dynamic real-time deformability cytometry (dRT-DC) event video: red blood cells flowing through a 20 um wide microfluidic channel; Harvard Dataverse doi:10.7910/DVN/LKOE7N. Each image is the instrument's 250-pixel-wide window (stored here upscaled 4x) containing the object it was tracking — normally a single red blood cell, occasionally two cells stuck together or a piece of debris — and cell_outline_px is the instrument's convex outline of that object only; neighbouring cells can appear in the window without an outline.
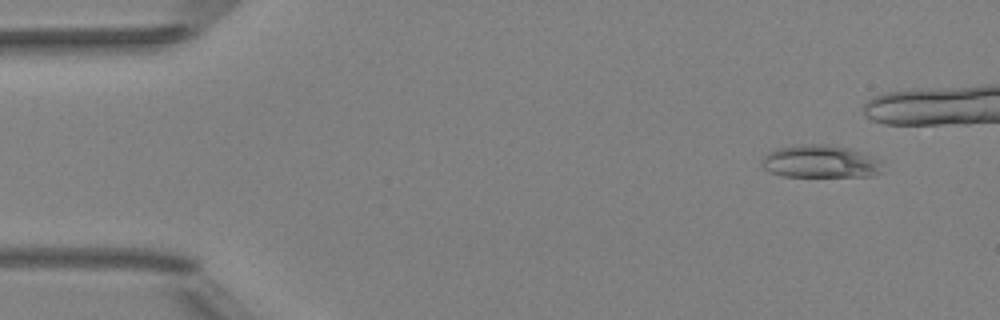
{"species": "Egyptian fruit bat (a non-hibernating species)", "species_latin": "Rousettus aegyptiacus", "temperature_condition": "room temperature", "stored_images_in_passage": 42, "camera_frame_rate_fps": 3000, "um_per_image_px": 0.085, "animal": {"sex": "female"}, "frame": {"image": 1, "passage_image": 5, "time_ms": 1.333, "image_size_px": [1000, 320], "cell_outline_px": [[884, 172], [872, 176], [784, 176], [772, 172], [764, 168], [764, 156], [768, 152], [776, 148], [796, 144], [824, 144], [848, 148], [884, 160]], "centroid_in_image_um": [69.82, 13.73], "position_along_channel_um": 15.2, "area_um2": 23.18}}
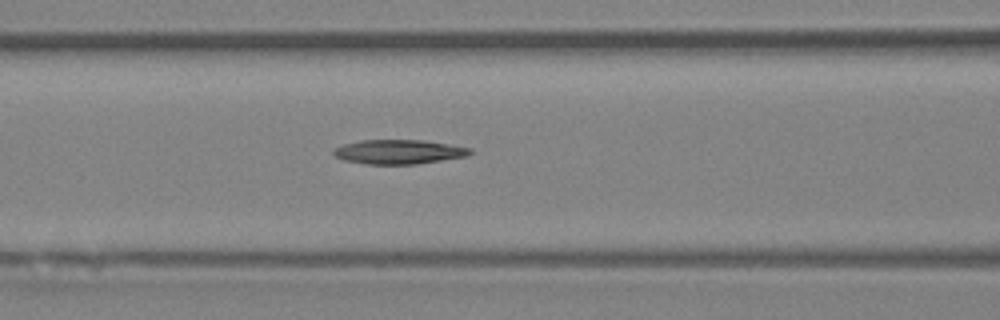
{"frame": {"image": 2, "passage_image": 22, "time_ms": 7.0, "image_size_px": [1000, 320], "cell_outline_px": [[472, 152], [468, 156], [416, 164], [368, 164], [344, 160], [332, 156], [332, 152], [336, 148], [344, 144], [360, 140], [424, 140], [472, 148]], "centroid_in_image_um": [33.89, 12.9], "position_along_channel_um": 132.7, "area_um2": 19.36}}
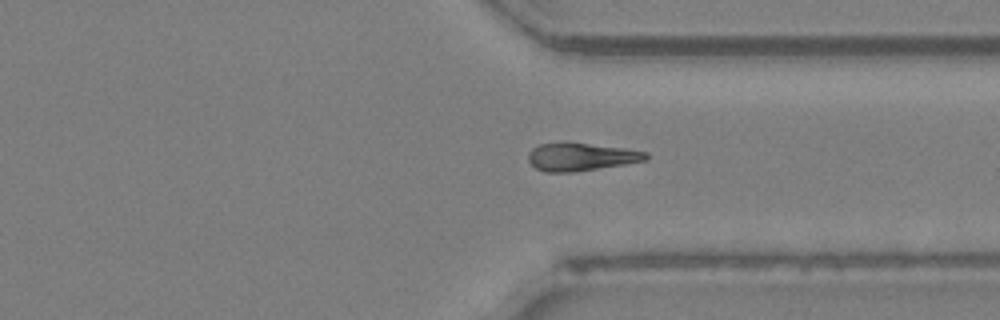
{"frame": {"image": 3, "passage_image": 39, "time_ms": 12.667, "image_size_px": [1000, 320], "cell_outline_px": [[648, 156], [644, 160], [624, 164], [572, 172], [544, 172], [536, 168], [528, 160], [528, 152], [532, 148], [540, 144], [564, 140], [568, 140], [624, 148], [648, 152]], "centroid_in_image_um": [49.32, 13.29], "position_along_channel_um": 362.1, "area_um2": 19.48}}